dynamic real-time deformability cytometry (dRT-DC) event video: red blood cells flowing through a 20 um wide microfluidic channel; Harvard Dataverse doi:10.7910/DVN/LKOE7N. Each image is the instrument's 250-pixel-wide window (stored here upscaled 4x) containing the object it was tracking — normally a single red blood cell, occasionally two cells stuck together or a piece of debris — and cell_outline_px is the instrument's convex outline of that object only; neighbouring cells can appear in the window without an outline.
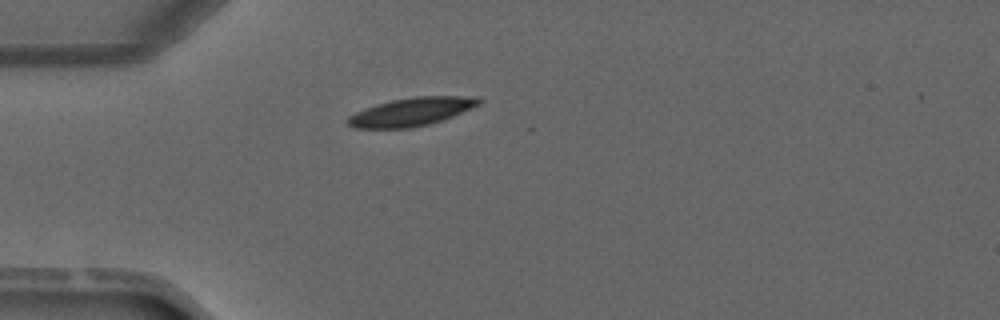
{"species": "common noctule bat (a hibernating species)", "species_latin": "Nyctalus noctula", "temperature_condition": "warm", "stored_images_in_passage": 4, "camera_frame_rate_fps": 3000, "um_per_image_px": 0.085, "animal": {"sex": "male", "forearm_length_mm": 52.5}, "frame": {"image": 1, "passage_image": 4, "time_ms": 4.0, "image_size_px": [1000, 320], "cell_outline_px": [[484, 100], [480, 104], [472, 108], [452, 116], [428, 124], [412, 128], [352, 128], [344, 120], [348, 116], [364, 108], [376, 104], [392, 100], [416, 96], [480, 96]], "centroid_in_image_um": [34.97, 9.49], "position_along_channel_um": 50.0, "area_um2": 21.73}}